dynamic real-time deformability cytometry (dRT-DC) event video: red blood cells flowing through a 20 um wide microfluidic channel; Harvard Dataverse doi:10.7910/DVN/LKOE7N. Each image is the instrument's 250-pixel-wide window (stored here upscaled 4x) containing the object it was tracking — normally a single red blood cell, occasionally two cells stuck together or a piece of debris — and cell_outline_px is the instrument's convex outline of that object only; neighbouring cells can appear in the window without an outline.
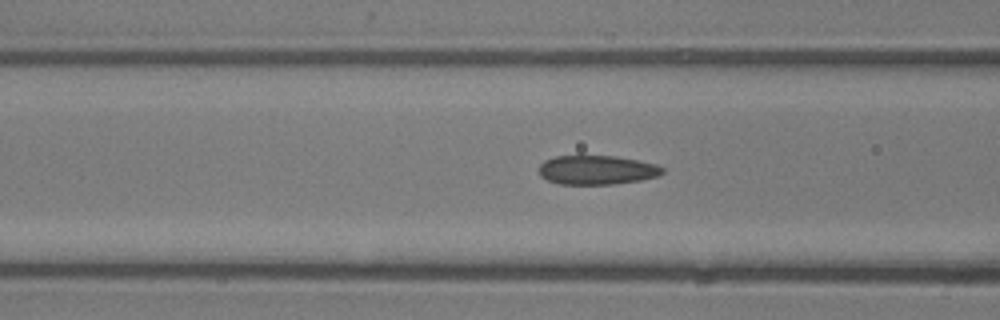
{"species": "common noctule bat (a hibernating species)", "species_latin": "Nyctalus noctula", "temperature_condition": "room temperature", "stored_images_in_passage": 18, "camera_frame_rate_fps": 3000, "um_per_image_px": 0.085, "animal": {"sex": "male", "body_mass_g": 13.3}, "frame": {"image": 1, "passage_image": 8, "time_ms": 2.333, "image_size_px": [1000, 320], "cell_outline_px": [[664, 172], [660, 176], [640, 180], [612, 184], [560, 184], [548, 180], [540, 176], [540, 164], [544, 160], [556, 156], [616, 156], [656, 164], [664, 168]], "centroid_in_image_um": [50.75, 14.45], "position_along_channel_um": 115.9, "area_um2": 20.92}}
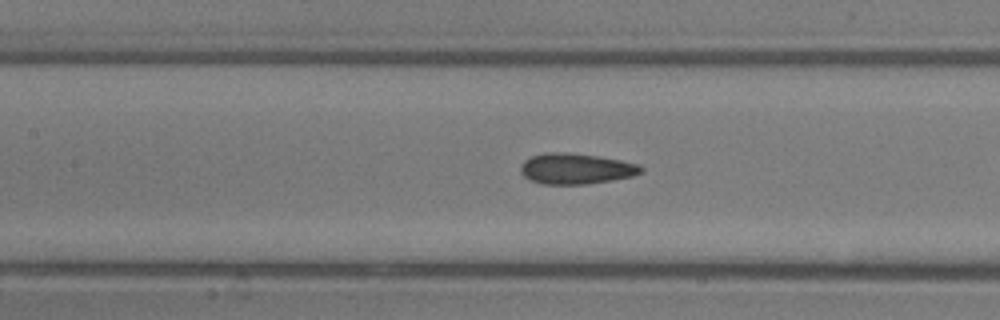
{"frame": {"image": 2, "passage_image": 11, "time_ms": 3.333, "image_size_px": [1000, 320], "cell_outline_px": [[644, 172], [632, 176], [612, 180], [588, 184], [544, 184], [532, 180], [524, 176], [520, 172], [520, 168], [524, 160], [532, 156], [544, 152], [560, 152], [596, 156], [620, 160], [640, 164], [644, 168]], "centroid_in_image_um": [48.98, 14.34], "position_along_channel_um": 158.4, "area_um2": 21.5}}